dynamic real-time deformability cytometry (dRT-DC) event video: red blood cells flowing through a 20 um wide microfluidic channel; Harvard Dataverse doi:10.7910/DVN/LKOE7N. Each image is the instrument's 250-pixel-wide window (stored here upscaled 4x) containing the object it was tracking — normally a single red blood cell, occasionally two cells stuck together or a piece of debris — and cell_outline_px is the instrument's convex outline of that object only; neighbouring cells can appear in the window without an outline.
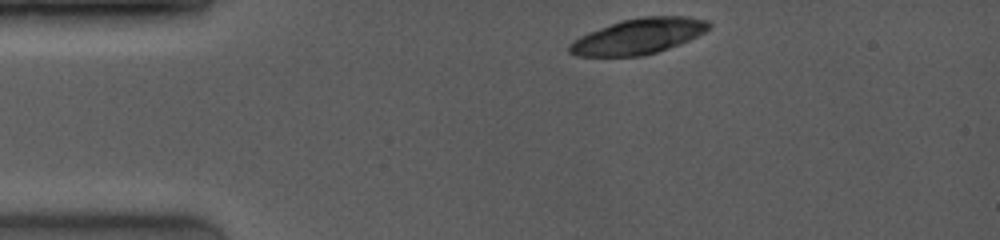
{"species": "common noctule bat (a hibernating species)", "species_latin": "Nyctalus noctula", "temperature_condition": "room temperature", "stored_images_in_passage": 4, "camera_frame_rate_fps": 4000, "um_per_image_px": 0.085, "animal": {"sex": "female", "body_mass_g": 19.0, "forearm_length_mm": 53.3}, "frame": {"image": 1, "passage_image": 1, "time_ms": 0.0, "image_size_px": [1000, 240], "cell_outline_px": [[712, 24], [704, 32], [680, 44], [644, 56], [576, 56], [568, 52], [568, 44], [572, 40], [588, 32], [620, 20], [644, 16], [684, 16], [708, 20]], "centroid_in_image_um": [54.23, 3.08], "position_along_channel_um": 30.8, "area_um2": 28.96}}